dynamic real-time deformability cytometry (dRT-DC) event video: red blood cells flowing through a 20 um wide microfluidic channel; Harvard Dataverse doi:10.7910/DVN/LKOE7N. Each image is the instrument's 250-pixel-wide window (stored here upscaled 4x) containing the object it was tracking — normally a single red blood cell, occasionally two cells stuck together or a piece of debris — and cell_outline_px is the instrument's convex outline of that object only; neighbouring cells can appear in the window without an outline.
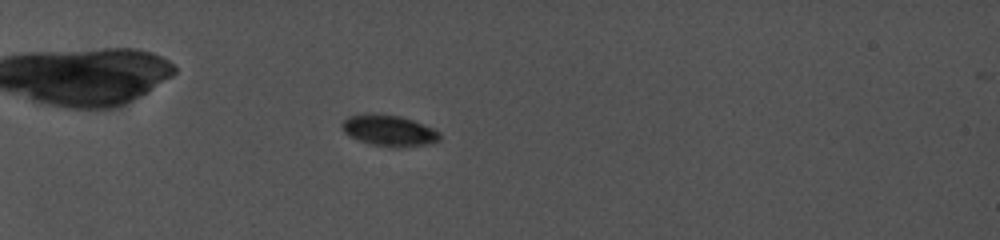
{"species": "common noctule bat (a hibernating species)", "species_latin": "Nyctalus noctula", "temperature_condition": "cold", "stored_images_in_passage": 88, "camera_frame_rate_fps": 5000, "um_per_image_px": 0.085, "animal": {"sex": "female", "body_mass_g": 19.0, "forearm_length_mm": 56.7}, "frame": {"image": 1, "passage_image": 34, "time_ms": 8.2, "image_size_px": [1000, 240], "cell_outline_px": [[440, 136], [436, 140], [424, 144], [372, 144], [360, 140], [344, 132], [344, 120], [356, 116], [392, 116], [408, 120], [420, 124], [436, 132]], "centroid_in_image_um": [33.02, 11.1], "position_along_channel_um": 52.0, "area_um2": 15.14}}
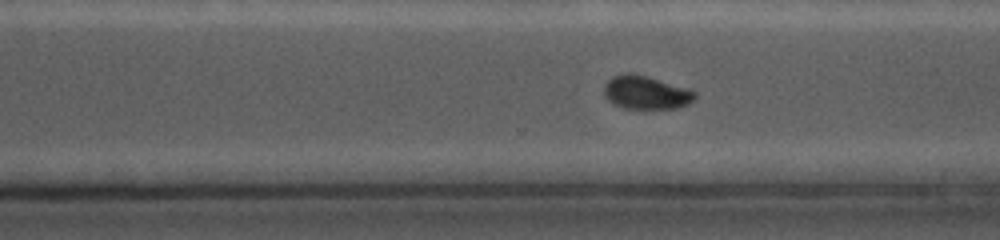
{"frame": {"image": 2, "passage_image": 76, "time_ms": 16.8, "image_size_px": [1000, 240], "cell_outline_px": [[696, 96], [688, 104], [676, 108], [624, 108], [608, 100], [604, 96], [604, 84], [612, 76], [628, 72], [632, 72], [688, 88], [696, 92]], "centroid_in_image_um": [54.89, 7.85], "position_along_channel_um": 315.7, "area_um2": 17.57}}
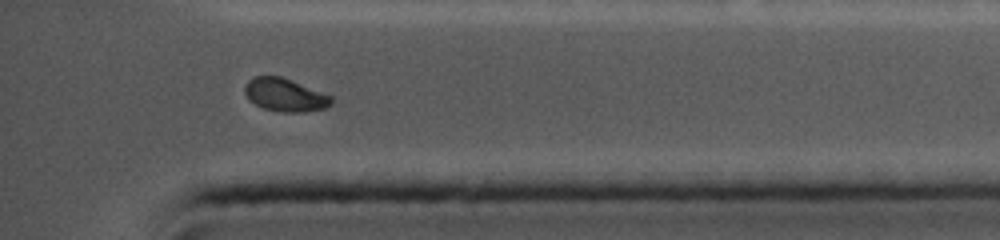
{"frame": {"image": 3, "passage_image": 84, "time_ms": 19.2, "image_size_px": [1000, 240], "cell_outline_px": [[332, 104], [328, 108], [304, 112], [280, 112], [264, 108], [256, 104], [244, 92], [244, 84], [248, 80], [256, 76], [280, 76], [292, 80], [332, 96]], "centroid_in_image_um": [24.25, 8.07], "position_along_channel_um": 410.9, "area_um2": 16.65}, "authors_computed_cell_mechanics": {"area_um2": 16.8198, "velocity_mm_per_s": 3.9009, "shape_relaxation_time_tau1_ms": 1.4579, "shape_relaxation_time_tau2_ms": null, "deformation_change_tau1": 0.0693, "deformation_change_tau2": null}}